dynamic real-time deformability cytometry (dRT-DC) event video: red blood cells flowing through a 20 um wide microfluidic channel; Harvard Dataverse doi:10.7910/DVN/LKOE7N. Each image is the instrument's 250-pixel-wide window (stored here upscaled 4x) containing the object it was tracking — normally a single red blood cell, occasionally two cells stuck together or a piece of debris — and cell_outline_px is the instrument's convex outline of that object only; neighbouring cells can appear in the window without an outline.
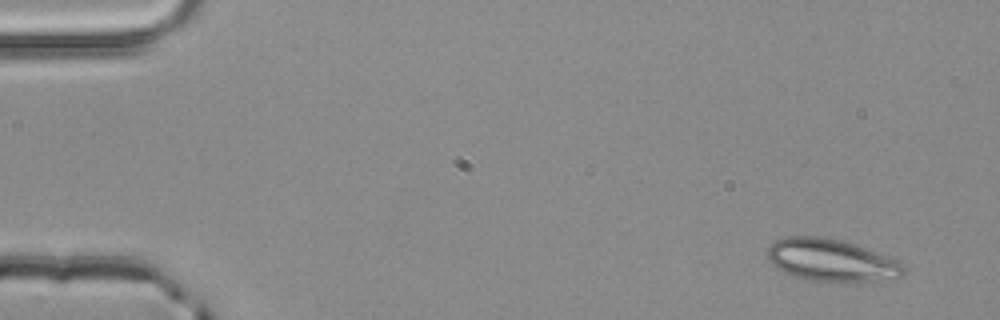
{"species": "common noctule bat (a hibernating species)", "species_latin": "Nyctalus noctula", "temperature_condition": "room temperature", "stored_images_in_passage": 4, "camera_frame_rate_fps": 3000, "um_per_image_px": 0.085, "animal": {"sex": "male", "body_mass_g": 20.4}, "frame": {"image": 1, "passage_image": 1, "time_ms": 0.0, "image_size_px": [1000, 320], "cell_outline_px": [[908, 268], [900, 276], [876, 280], [812, 280], [796, 276], [784, 272], [772, 264], [768, 260], [768, 248], [776, 240], [788, 236], [816, 236], [840, 240], [900, 260]], "centroid_in_image_um": [70.66, 22.09], "position_along_channel_um": 14.3, "area_um2": 32.71}}